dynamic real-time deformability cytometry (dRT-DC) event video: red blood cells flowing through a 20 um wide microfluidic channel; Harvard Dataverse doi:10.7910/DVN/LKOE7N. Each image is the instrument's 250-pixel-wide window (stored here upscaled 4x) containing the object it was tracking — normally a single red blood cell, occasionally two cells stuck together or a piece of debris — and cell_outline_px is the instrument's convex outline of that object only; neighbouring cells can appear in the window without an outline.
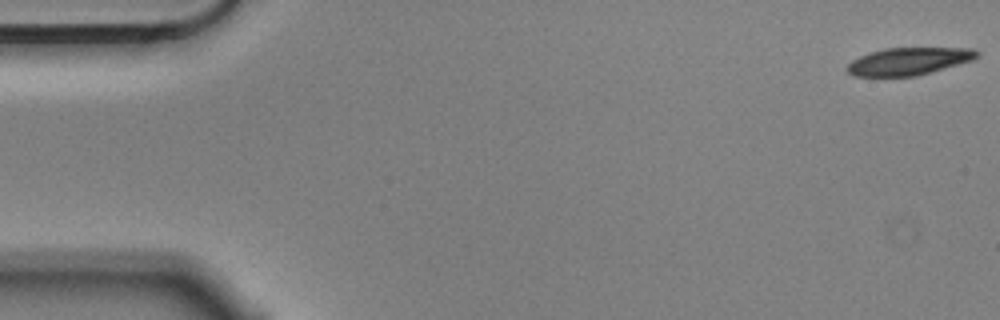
{"species": "Egyptian fruit bat (a non-hibernating species)", "species_latin": "Rousettus aegyptiacus", "temperature_condition": "cold", "stored_images_in_passage": 10, "camera_frame_rate_fps": 3000, "um_per_image_px": 0.085, "animal": {"sex": "male"}, "frame": {"image": 1, "passage_image": 1, "time_ms": 0.0, "image_size_px": [1000, 320], "cell_outline_px": [[980, 56], [972, 60], [916, 76], [852, 76], [844, 68], [852, 60], [860, 56], [884, 48], [972, 48], [980, 52]], "centroid_in_image_um": [77.23, 5.2], "position_along_channel_um": 7.8, "area_um2": 20.69}}
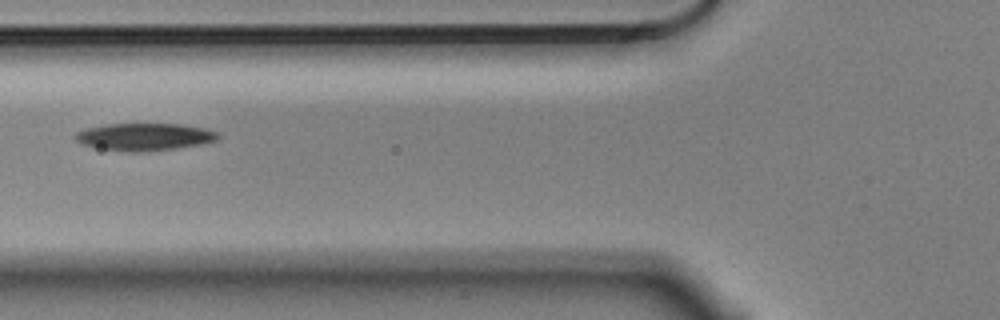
{"frame": {"image": 2, "passage_image": 6, "time_ms": 1.667, "image_size_px": [1000, 320], "cell_outline_px": [[220, 140], [204, 144], [176, 148], [140, 152], [132, 152], [100, 148], [80, 144], [72, 136], [76, 132], [84, 128], [104, 124], [180, 124], [204, 128], [220, 132]], "centroid_in_image_um": [12.3, 11.62], "position_along_channel_um": 113.5, "area_um2": 23.06}}
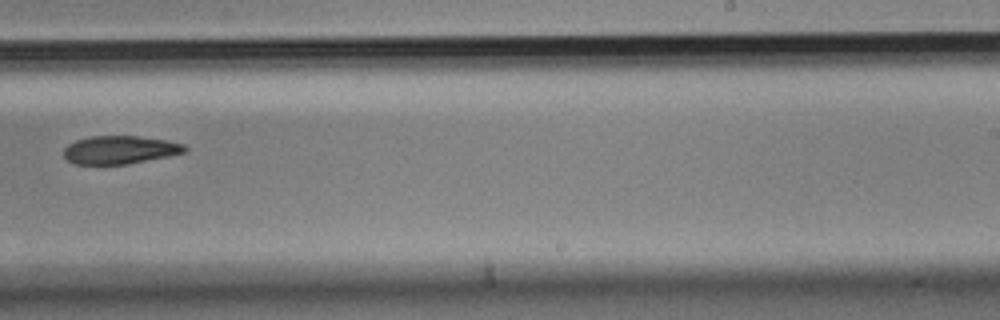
{"frame": {"image": 3, "passage_image": 10, "time_ms": 3.0, "image_size_px": [1000, 320], "cell_outline_px": [[188, 152], [128, 164], [76, 164], [68, 160], [64, 156], [64, 148], [68, 144], [76, 140], [92, 136], [136, 136], [168, 140], [184, 144], [188, 148]], "centroid_in_image_um": [10.23, 12.73], "position_along_channel_um": 278.8, "area_um2": 19.88}}